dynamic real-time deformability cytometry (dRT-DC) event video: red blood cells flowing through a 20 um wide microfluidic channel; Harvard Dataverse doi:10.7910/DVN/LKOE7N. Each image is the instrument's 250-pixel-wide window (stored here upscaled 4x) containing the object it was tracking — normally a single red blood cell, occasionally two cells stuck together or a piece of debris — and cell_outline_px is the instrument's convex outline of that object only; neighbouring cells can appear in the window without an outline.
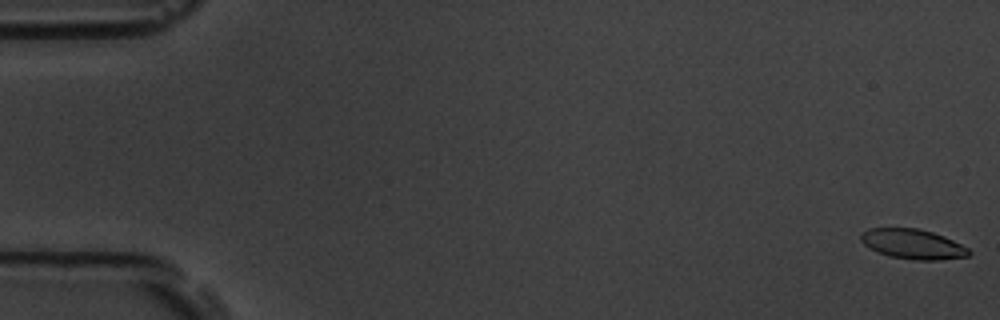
{"species": "common noctule bat (a hibernating species)", "species_latin": "Nyctalus noctula", "temperature_condition": "room temperature", "stored_images_in_passage": 58, "camera_frame_rate_fps": 3000, "um_per_image_px": 0.085, "animal": {"sex": "male", "body_mass_g": 19.5, "forearm_length_mm": 54.6}, "frame": {"image": 1, "passage_image": 1, "time_ms": 0.0, "image_size_px": [1000, 320], "cell_outline_px": [[972, 252], [968, 256], [940, 260], [916, 260], [888, 256], [876, 252], [868, 248], [860, 240], [860, 232], [868, 228], [920, 228], [944, 236], [968, 248]], "centroid_in_image_um": [77.55, 20.74], "position_along_channel_um": 7.5, "area_um2": 19.02}}
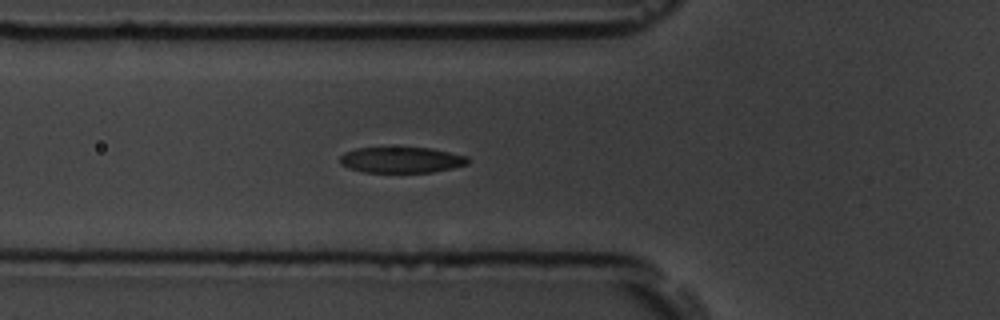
{"frame": {"image": 2, "passage_image": 21, "time_ms": 6.667, "image_size_px": [1000, 320], "cell_outline_px": [[468, 164], [452, 168], [432, 172], [364, 172], [348, 168], [340, 164], [340, 156], [344, 152], [356, 148], [432, 148], [468, 156]], "centroid_in_image_um": [34.11, 13.59], "position_along_channel_um": 91.7, "area_um2": 19.25}}
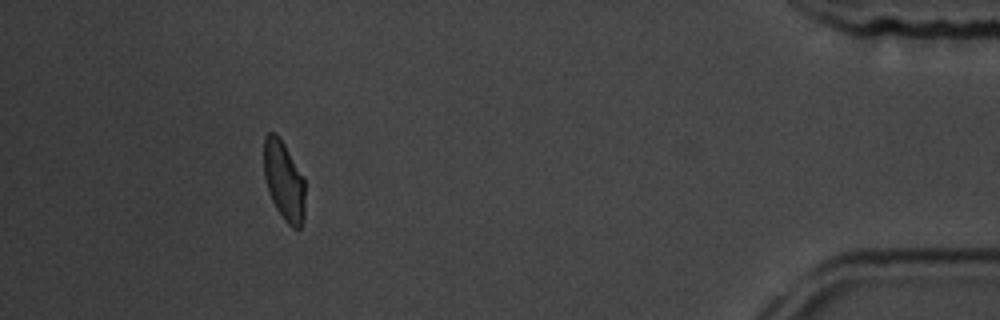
{"frame": {"image": 3, "passage_image": 53, "time_ms": 17.333, "image_size_px": [1000, 320], "cell_outline_px": [[304, 216], [300, 228], [292, 228], [284, 220], [276, 208], [268, 192], [264, 176], [264, 136], [268, 132], [276, 132], [284, 144], [304, 180]], "centroid_in_image_um": [24.11, 15.37], "position_along_channel_um": 411.1, "area_um2": 18.9}, "authors_computed_cell_mechanics": {"area_um2": 19.6809, "velocity_mm_per_s": 3.5537, "shape_relaxation_time_tau1_ms": 2.1326, "shape_relaxation_time_tau2_ms": 1.7509, "deformation_change_tau1": 0.1217, "deformation_change_tau2": 0.0706}}